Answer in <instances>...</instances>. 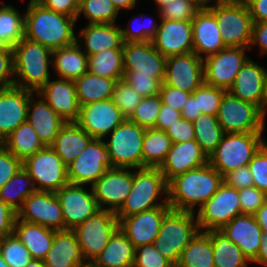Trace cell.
<instances>
[{"mask_svg": "<svg viewBox=\"0 0 267 267\" xmlns=\"http://www.w3.org/2000/svg\"><path fill=\"white\" fill-rule=\"evenodd\" d=\"M223 184V176L209 162L172 178L168 183L167 201L173 210L193 212L211 199Z\"/></svg>", "mask_w": 267, "mask_h": 267, "instance_id": "cell-1", "label": "cell"}, {"mask_svg": "<svg viewBox=\"0 0 267 267\" xmlns=\"http://www.w3.org/2000/svg\"><path fill=\"white\" fill-rule=\"evenodd\" d=\"M77 19L44 8L30 0L24 13V37L42 44L51 51L69 46L77 41L73 27Z\"/></svg>", "mask_w": 267, "mask_h": 267, "instance_id": "cell-2", "label": "cell"}, {"mask_svg": "<svg viewBox=\"0 0 267 267\" xmlns=\"http://www.w3.org/2000/svg\"><path fill=\"white\" fill-rule=\"evenodd\" d=\"M14 86L35 94L50 80L49 63L52 51L42 44L27 38L21 39L14 47Z\"/></svg>", "mask_w": 267, "mask_h": 267, "instance_id": "cell-3", "label": "cell"}, {"mask_svg": "<svg viewBox=\"0 0 267 267\" xmlns=\"http://www.w3.org/2000/svg\"><path fill=\"white\" fill-rule=\"evenodd\" d=\"M165 194V199L157 203L158 196ZM168 186L159 168H139L133 171L132 190L121 208L115 213L120 222L123 218L156 207L169 206L167 201Z\"/></svg>", "mask_w": 267, "mask_h": 267, "instance_id": "cell-4", "label": "cell"}, {"mask_svg": "<svg viewBox=\"0 0 267 267\" xmlns=\"http://www.w3.org/2000/svg\"><path fill=\"white\" fill-rule=\"evenodd\" d=\"M193 212L170 209L162 219L153 246L174 266L179 262L184 248L200 231ZM195 219V220H194Z\"/></svg>", "mask_w": 267, "mask_h": 267, "instance_id": "cell-5", "label": "cell"}, {"mask_svg": "<svg viewBox=\"0 0 267 267\" xmlns=\"http://www.w3.org/2000/svg\"><path fill=\"white\" fill-rule=\"evenodd\" d=\"M263 132L225 133L215 151L208 157L209 164L222 176L248 166L253 156L266 143Z\"/></svg>", "mask_w": 267, "mask_h": 267, "instance_id": "cell-6", "label": "cell"}, {"mask_svg": "<svg viewBox=\"0 0 267 267\" xmlns=\"http://www.w3.org/2000/svg\"><path fill=\"white\" fill-rule=\"evenodd\" d=\"M207 7L216 17L225 47L249 48L253 20L245 2L215 3Z\"/></svg>", "mask_w": 267, "mask_h": 267, "instance_id": "cell-7", "label": "cell"}, {"mask_svg": "<svg viewBox=\"0 0 267 267\" xmlns=\"http://www.w3.org/2000/svg\"><path fill=\"white\" fill-rule=\"evenodd\" d=\"M146 129L125 119L105 142L115 168H143L142 145Z\"/></svg>", "mask_w": 267, "mask_h": 267, "instance_id": "cell-8", "label": "cell"}, {"mask_svg": "<svg viewBox=\"0 0 267 267\" xmlns=\"http://www.w3.org/2000/svg\"><path fill=\"white\" fill-rule=\"evenodd\" d=\"M118 229L119 221L115 213L103 209L73 229L88 265L104 250Z\"/></svg>", "mask_w": 267, "mask_h": 267, "instance_id": "cell-9", "label": "cell"}, {"mask_svg": "<svg viewBox=\"0 0 267 267\" xmlns=\"http://www.w3.org/2000/svg\"><path fill=\"white\" fill-rule=\"evenodd\" d=\"M266 114L250 102L226 92L218 109L217 119L224 133L264 132Z\"/></svg>", "mask_w": 267, "mask_h": 267, "instance_id": "cell-10", "label": "cell"}, {"mask_svg": "<svg viewBox=\"0 0 267 267\" xmlns=\"http://www.w3.org/2000/svg\"><path fill=\"white\" fill-rule=\"evenodd\" d=\"M23 168L34 180L38 191L57 192L69 183L67 165L51 146H45L27 157L23 161Z\"/></svg>", "mask_w": 267, "mask_h": 267, "instance_id": "cell-11", "label": "cell"}, {"mask_svg": "<svg viewBox=\"0 0 267 267\" xmlns=\"http://www.w3.org/2000/svg\"><path fill=\"white\" fill-rule=\"evenodd\" d=\"M102 139H92L78 157L67 165L69 183L91 186L108 170L114 169Z\"/></svg>", "mask_w": 267, "mask_h": 267, "instance_id": "cell-12", "label": "cell"}, {"mask_svg": "<svg viewBox=\"0 0 267 267\" xmlns=\"http://www.w3.org/2000/svg\"><path fill=\"white\" fill-rule=\"evenodd\" d=\"M238 215H241L238 190L223 182L214 196L199 207L196 219L199 230L207 232L220 230Z\"/></svg>", "mask_w": 267, "mask_h": 267, "instance_id": "cell-13", "label": "cell"}, {"mask_svg": "<svg viewBox=\"0 0 267 267\" xmlns=\"http://www.w3.org/2000/svg\"><path fill=\"white\" fill-rule=\"evenodd\" d=\"M250 48L226 47L203 57L204 83L228 91L239 70L248 60L245 51Z\"/></svg>", "mask_w": 267, "mask_h": 267, "instance_id": "cell-14", "label": "cell"}, {"mask_svg": "<svg viewBox=\"0 0 267 267\" xmlns=\"http://www.w3.org/2000/svg\"><path fill=\"white\" fill-rule=\"evenodd\" d=\"M90 188L89 192L83 185L68 183L55 192L62 209L64 230H73L100 210Z\"/></svg>", "mask_w": 267, "mask_h": 267, "instance_id": "cell-15", "label": "cell"}, {"mask_svg": "<svg viewBox=\"0 0 267 267\" xmlns=\"http://www.w3.org/2000/svg\"><path fill=\"white\" fill-rule=\"evenodd\" d=\"M17 218L53 230H64L60 202L55 192L36 191L30 194L17 211Z\"/></svg>", "mask_w": 267, "mask_h": 267, "instance_id": "cell-16", "label": "cell"}, {"mask_svg": "<svg viewBox=\"0 0 267 267\" xmlns=\"http://www.w3.org/2000/svg\"><path fill=\"white\" fill-rule=\"evenodd\" d=\"M132 184L133 172L128 168L108 169L92 185L99 208L116 213L130 194Z\"/></svg>", "mask_w": 267, "mask_h": 267, "instance_id": "cell-17", "label": "cell"}, {"mask_svg": "<svg viewBox=\"0 0 267 267\" xmlns=\"http://www.w3.org/2000/svg\"><path fill=\"white\" fill-rule=\"evenodd\" d=\"M126 118L112 99L80 106L76 123L93 139H103Z\"/></svg>", "mask_w": 267, "mask_h": 267, "instance_id": "cell-18", "label": "cell"}, {"mask_svg": "<svg viewBox=\"0 0 267 267\" xmlns=\"http://www.w3.org/2000/svg\"><path fill=\"white\" fill-rule=\"evenodd\" d=\"M163 83L192 94L204 83L203 59L194 52L166 57Z\"/></svg>", "mask_w": 267, "mask_h": 267, "instance_id": "cell-19", "label": "cell"}, {"mask_svg": "<svg viewBox=\"0 0 267 267\" xmlns=\"http://www.w3.org/2000/svg\"><path fill=\"white\" fill-rule=\"evenodd\" d=\"M124 71H136V75L151 76L161 84L165 77L166 57L151 43L124 42Z\"/></svg>", "mask_w": 267, "mask_h": 267, "instance_id": "cell-20", "label": "cell"}, {"mask_svg": "<svg viewBox=\"0 0 267 267\" xmlns=\"http://www.w3.org/2000/svg\"><path fill=\"white\" fill-rule=\"evenodd\" d=\"M151 39L153 46L165 57L193 52L192 20H166Z\"/></svg>", "mask_w": 267, "mask_h": 267, "instance_id": "cell-21", "label": "cell"}, {"mask_svg": "<svg viewBox=\"0 0 267 267\" xmlns=\"http://www.w3.org/2000/svg\"><path fill=\"white\" fill-rule=\"evenodd\" d=\"M170 209V206H161L130 215L119 222V228L135 248L153 244L162 219Z\"/></svg>", "mask_w": 267, "mask_h": 267, "instance_id": "cell-22", "label": "cell"}, {"mask_svg": "<svg viewBox=\"0 0 267 267\" xmlns=\"http://www.w3.org/2000/svg\"><path fill=\"white\" fill-rule=\"evenodd\" d=\"M32 94L34 92L16 86L0 89V143L27 121Z\"/></svg>", "mask_w": 267, "mask_h": 267, "instance_id": "cell-23", "label": "cell"}, {"mask_svg": "<svg viewBox=\"0 0 267 267\" xmlns=\"http://www.w3.org/2000/svg\"><path fill=\"white\" fill-rule=\"evenodd\" d=\"M39 96L65 121L76 122L80 106L73 80L59 78L48 81L38 92Z\"/></svg>", "mask_w": 267, "mask_h": 267, "instance_id": "cell-24", "label": "cell"}, {"mask_svg": "<svg viewBox=\"0 0 267 267\" xmlns=\"http://www.w3.org/2000/svg\"><path fill=\"white\" fill-rule=\"evenodd\" d=\"M208 163V156L196 140L172 143L165 160L159 167L168 183L172 178Z\"/></svg>", "mask_w": 267, "mask_h": 267, "instance_id": "cell-25", "label": "cell"}, {"mask_svg": "<svg viewBox=\"0 0 267 267\" xmlns=\"http://www.w3.org/2000/svg\"><path fill=\"white\" fill-rule=\"evenodd\" d=\"M192 35L193 52L202 59L204 55V57H208L226 48L216 17L205 5L192 19Z\"/></svg>", "mask_w": 267, "mask_h": 267, "instance_id": "cell-26", "label": "cell"}, {"mask_svg": "<svg viewBox=\"0 0 267 267\" xmlns=\"http://www.w3.org/2000/svg\"><path fill=\"white\" fill-rule=\"evenodd\" d=\"M219 231L241 249L249 259V262H252L257 257L262 238V229L254 215H238Z\"/></svg>", "mask_w": 267, "mask_h": 267, "instance_id": "cell-27", "label": "cell"}, {"mask_svg": "<svg viewBox=\"0 0 267 267\" xmlns=\"http://www.w3.org/2000/svg\"><path fill=\"white\" fill-rule=\"evenodd\" d=\"M264 73L265 68L248 58L228 92L243 101L257 105L264 112Z\"/></svg>", "mask_w": 267, "mask_h": 267, "instance_id": "cell-28", "label": "cell"}, {"mask_svg": "<svg viewBox=\"0 0 267 267\" xmlns=\"http://www.w3.org/2000/svg\"><path fill=\"white\" fill-rule=\"evenodd\" d=\"M45 267H89L73 230H55L51 248L43 259Z\"/></svg>", "mask_w": 267, "mask_h": 267, "instance_id": "cell-29", "label": "cell"}, {"mask_svg": "<svg viewBox=\"0 0 267 267\" xmlns=\"http://www.w3.org/2000/svg\"><path fill=\"white\" fill-rule=\"evenodd\" d=\"M32 94L28 105L27 121L38 134L44 146H51L58 132L65 122L40 96V100L33 101Z\"/></svg>", "mask_w": 267, "mask_h": 267, "instance_id": "cell-30", "label": "cell"}, {"mask_svg": "<svg viewBox=\"0 0 267 267\" xmlns=\"http://www.w3.org/2000/svg\"><path fill=\"white\" fill-rule=\"evenodd\" d=\"M82 37L88 57L107 49H123L122 31L115 24H88L77 40Z\"/></svg>", "mask_w": 267, "mask_h": 267, "instance_id": "cell-31", "label": "cell"}, {"mask_svg": "<svg viewBox=\"0 0 267 267\" xmlns=\"http://www.w3.org/2000/svg\"><path fill=\"white\" fill-rule=\"evenodd\" d=\"M13 233L28 249L32 259L43 260L52 246L55 230L17 218Z\"/></svg>", "mask_w": 267, "mask_h": 267, "instance_id": "cell-32", "label": "cell"}, {"mask_svg": "<svg viewBox=\"0 0 267 267\" xmlns=\"http://www.w3.org/2000/svg\"><path fill=\"white\" fill-rule=\"evenodd\" d=\"M93 138L76 122H67L51 145L62 161L69 165L86 148Z\"/></svg>", "mask_w": 267, "mask_h": 267, "instance_id": "cell-33", "label": "cell"}, {"mask_svg": "<svg viewBox=\"0 0 267 267\" xmlns=\"http://www.w3.org/2000/svg\"><path fill=\"white\" fill-rule=\"evenodd\" d=\"M135 247L119 228L89 267H133Z\"/></svg>", "mask_w": 267, "mask_h": 267, "instance_id": "cell-34", "label": "cell"}, {"mask_svg": "<svg viewBox=\"0 0 267 267\" xmlns=\"http://www.w3.org/2000/svg\"><path fill=\"white\" fill-rule=\"evenodd\" d=\"M77 40L74 44L52 51V64L60 78L76 80L88 72V56Z\"/></svg>", "mask_w": 267, "mask_h": 267, "instance_id": "cell-35", "label": "cell"}, {"mask_svg": "<svg viewBox=\"0 0 267 267\" xmlns=\"http://www.w3.org/2000/svg\"><path fill=\"white\" fill-rule=\"evenodd\" d=\"M115 83V79L84 73L74 80L79 106L112 99Z\"/></svg>", "mask_w": 267, "mask_h": 267, "instance_id": "cell-36", "label": "cell"}, {"mask_svg": "<svg viewBox=\"0 0 267 267\" xmlns=\"http://www.w3.org/2000/svg\"><path fill=\"white\" fill-rule=\"evenodd\" d=\"M211 237L199 231L181 253L175 267H215Z\"/></svg>", "mask_w": 267, "mask_h": 267, "instance_id": "cell-37", "label": "cell"}, {"mask_svg": "<svg viewBox=\"0 0 267 267\" xmlns=\"http://www.w3.org/2000/svg\"><path fill=\"white\" fill-rule=\"evenodd\" d=\"M2 144L22 161L45 147L28 121L19 125Z\"/></svg>", "mask_w": 267, "mask_h": 267, "instance_id": "cell-38", "label": "cell"}, {"mask_svg": "<svg viewBox=\"0 0 267 267\" xmlns=\"http://www.w3.org/2000/svg\"><path fill=\"white\" fill-rule=\"evenodd\" d=\"M215 267H246L249 259L219 230H210Z\"/></svg>", "mask_w": 267, "mask_h": 267, "instance_id": "cell-39", "label": "cell"}, {"mask_svg": "<svg viewBox=\"0 0 267 267\" xmlns=\"http://www.w3.org/2000/svg\"><path fill=\"white\" fill-rule=\"evenodd\" d=\"M171 146V138L165 131L156 128L146 129L142 145L143 168H159Z\"/></svg>", "mask_w": 267, "mask_h": 267, "instance_id": "cell-40", "label": "cell"}, {"mask_svg": "<svg viewBox=\"0 0 267 267\" xmlns=\"http://www.w3.org/2000/svg\"><path fill=\"white\" fill-rule=\"evenodd\" d=\"M88 72L115 79H123L124 61L122 49H107L88 57Z\"/></svg>", "mask_w": 267, "mask_h": 267, "instance_id": "cell-41", "label": "cell"}, {"mask_svg": "<svg viewBox=\"0 0 267 267\" xmlns=\"http://www.w3.org/2000/svg\"><path fill=\"white\" fill-rule=\"evenodd\" d=\"M37 189L34 180L22 167L1 189L0 200L16 212L23 206L24 200Z\"/></svg>", "mask_w": 267, "mask_h": 267, "instance_id": "cell-42", "label": "cell"}, {"mask_svg": "<svg viewBox=\"0 0 267 267\" xmlns=\"http://www.w3.org/2000/svg\"><path fill=\"white\" fill-rule=\"evenodd\" d=\"M24 38V15L11 5L0 6V49L13 48Z\"/></svg>", "mask_w": 267, "mask_h": 267, "instance_id": "cell-43", "label": "cell"}, {"mask_svg": "<svg viewBox=\"0 0 267 267\" xmlns=\"http://www.w3.org/2000/svg\"><path fill=\"white\" fill-rule=\"evenodd\" d=\"M195 140L202 151L209 157L221 142L225 134L217 116L202 113L193 121Z\"/></svg>", "mask_w": 267, "mask_h": 267, "instance_id": "cell-44", "label": "cell"}, {"mask_svg": "<svg viewBox=\"0 0 267 267\" xmlns=\"http://www.w3.org/2000/svg\"><path fill=\"white\" fill-rule=\"evenodd\" d=\"M81 12L89 24H115L119 13L111 0H80L77 19Z\"/></svg>", "mask_w": 267, "mask_h": 267, "instance_id": "cell-45", "label": "cell"}, {"mask_svg": "<svg viewBox=\"0 0 267 267\" xmlns=\"http://www.w3.org/2000/svg\"><path fill=\"white\" fill-rule=\"evenodd\" d=\"M161 107L160 94L144 97L129 120L145 129L155 128Z\"/></svg>", "mask_w": 267, "mask_h": 267, "instance_id": "cell-46", "label": "cell"}, {"mask_svg": "<svg viewBox=\"0 0 267 267\" xmlns=\"http://www.w3.org/2000/svg\"><path fill=\"white\" fill-rule=\"evenodd\" d=\"M203 7L201 0H172L159 9L160 19L192 20Z\"/></svg>", "mask_w": 267, "mask_h": 267, "instance_id": "cell-47", "label": "cell"}, {"mask_svg": "<svg viewBox=\"0 0 267 267\" xmlns=\"http://www.w3.org/2000/svg\"><path fill=\"white\" fill-rule=\"evenodd\" d=\"M0 252L9 267H25L32 259L14 233L0 239Z\"/></svg>", "mask_w": 267, "mask_h": 267, "instance_id": "cell-48", "label": "cell"}, {"mask_svg": "<svg viewBox=\"0 0 267 267\" xmlns=\"http://www.w3.org/2000/svg\"><path fill=\"white\" fill-rule=\"evenodd\" d=\"M142 98L124 79L116 81L112 100L126 119L132 116Z\"/></svg>", "mask_w": 267, "mask_h": 267, "instance_id": "cell-49", "label": "cell"}, {"mask_svg": "<svg viewBox=\"0 0 267 267\" xmlns=\"http://www.w3.org/2000/svg\"><path fill=\"white\" fill-rule=\"evenodd\" d=\"M226 92L225 89L203 83L193 92L194 98L197 100L198 112L217 116L219 106Z\"/></svg>", "mask_w": 267, "mask_h": 267, "instance_id": "cell-50", "label": "cell"}, {"mask_svg": "<svg viewBox=\"0 0 267 267\" xmlns=\"http://www.w3.org/2000/svg\"><path fill=\"white\" fill-rule=\"evenodd\" d=\"M133 267H175L162 256L153 244L135 248Z\"/></svg>", "mask_w": 267, "mask_h": 267, "instance_id": "cell-51", "label": "cell"}, {"mask_svg": "<svg viewBox=\"0 0 267 267\" xmlns=\"http://www.w3.org/2000/svg\"><path fill=\"white\" fill-rule=\"evenodd\" d=\"M123 79L143 98L159 94L161 83L151 76L136 75V71H124Z\"/></svg>", "mask_w": 267, "mask_h": 267, "instance_id": "cell-52", "label": "cell"}, {"mask_svg": "<svg viewBox=\"0 0 267 267\" xmlns=\"http://www.w3.org/2000/svg\"><path fill=\"white\" fill-rule=\"evenodd\" d=\"M254 187L267 194V143H265L249 162Z\"/></svg>", "mask_w": 267, "mask_h": 267, "instance_id": "cell-53", "label": "cell"}, {"mask_svg": "<svg viewBox=\"0 0 267 267\" xmlns=\"http://www.w3.org/2000/svg\"><path fill=\"white\" fill-rule=\"evenodd\" d=\"M241 214L254 215L267 199V194L252 186L238 190Z\"/></svg>", "mask_w": 267, "mask_h": 267, "instance_id": "cell-54", "label": "cell"}, {"mask_svg": "<svg viewBox=\"0 0 267 267\" xmlns=\"http://www.w3.org/2000/svg\"><path fill=\"white\" fill-rule=\"evenodd\" d=\"M23 167V161L16 158L0 143V189Z\"/></svg>", "mask_w": 267, "mask_h": 267, "instance_id": "cell-55", "label": "cell"}, {"mask_svg": "<svg viewBox=\"0 0 267 267\" xmlns=\"http://www.w3.org/2000/svg\"><path fill=\"white\" fill-rule=\"evenodd\" d=\"M171 138L172 143H183L195 140V131L193 122L179 118L173 125L165 131Z\"/></svg>", "mask_w": 267, "mask_h": 267, "instance_id": "cell-56", "label": "cell"}, {"mask_svg": "<svg viewBox=\"0 0 267 267\" xmlns=\"http://www.w3.org/2000/svg\"><path fill=\"white\" fill-rule=\"evenodd\" d=\"M159 94L163 104L181 112L191 93L162 83Z\"/></svg>", "mask_w": 267, "mask_h": 267, "instance_id": "cell-57", "label": "cell"}, {"mask_svg": "<svg viewBox=\"0 0 267 267\" xmlns=\"http://www.w3.org/2000/svg\"><path fill=\"white\" fill-rule=\"evenodd\" d=\"M14 51L13 48L0 49V89L14 86Z\"/></svg>", "mask_w": 267, "mask_h": 267, "instance_id": "cell-58", "label": "cell"}, {"mask_svg": "<svg viewBox=\"0 0 267 267\" xmlns=\"http://www.w3.org/2000/svg\"><path fill=\"white\" fill-rule=\"evenodd\" d=\"M134 20H137V19H134ZM149 24H148L149 26L145 25L144 27L137 28V29L132 28L133 26L131 27L130 30L125 29V28L124 29L121 28L123 41L124 42H148V41H151V39L156 35L157 30L159 28V25H157V23L153 22V20H149Z\"/></svg>", "mask_w": 267, "mask_h": 267, "instance_id": "cell-59", "label": "cell"}, {"mask_svg": "<svg viewBox=\"0 0 267 267\" xmlns=\"http://www.w3.org/2000/svg\"><path fill=\"white\" fill-rule=\"evenodd\" d=\"M223 182L230 187L241 190L254 186L252 174L248 166H243L223 176Z\"/></svg>", "mask_w": 267, "mask_h": 267, "instance_id": "cell-60", "label": "cell"}, {"mask_svg": "<svg viewBox=\"0 0 267 267\" xmlns=\"http://www.w3.org/2000/svg\"><path fill=\"white\" fill-rule=\"evenodd\" d=\"M44 8L77 19L80 0H36Z\"/></svg>", "mask_w": 267, "mask_h": 267, "instance_id": "cell-61", "label": "cell"}, {"mask_svg": "<svg viewBox=\"0 0 267 267\" xmlns=\"http://www.w3.org/2000/svg\"><path fill=\"white\" fill-rule=\"evenodd\" d=\"M17 212L0 200V239L13 233Z\"/></svg>", "mask_w": 267, "mask_h": 267, "instance_id": "cell-62", "label": "cell"}, {"mask_svg": "<svg viewBox=\"0 0 267 267\" xmlns=\"http://www.w3.org/2000/svg\"><path fill=\"white\" fill-rule=\"evenodd\" d=\"M179 118H181V112L176 111L162 103L161 110L158 115V119L156 122V129L166 131L167 128L174 124Z\"/></svg>", "mask_w": 267, "mask_h": 267, "instance_id": "cell-63", "label": "cell"}, {"mask_svg": "<svg viewBox=\"0 0 267 267\" xmlns=\"http://www.w3.org/2000/svg\"><path fill=\"white\" fill-rule=\"evenodd\" d=\"M254 44L259 45L261 53L267 54V22H253L249 48Z\"/></svg>", "mask_w": 267, "mask_h": 267, "instance_id": "cell-64", "label": "cell"}, {"mask_svg": "<svg viewBox=\"0 0 267 267\" xmlns=\"http://www.w3.org/2000/svg\"><path fill=\"white\" fill-rule=\"evenodd\" d=\"M253 22H267V0H246Z\"/></svg>", "mask_w": 267, "mask_h": 267, "instance_id": "cell-65", "label": "cell"}, {"mask_svg": "<svg viewBox=\"0 0 267 267\" xmlns=\"http://www.w3.org/2000/svg\"><path fill=\"white\" fill-rule=\"evenodd\" d=\"M201 114L202 112H198L197 100L194 98V94L192 93L189 95L186 103L184 104V108L181 111V117L193 122Z\"/></svg>", "mask_w": 267, "mask_h": 267, "instance_id": "cell-66", "label": "cell"}, {"mask_svg": "<svg viewBox=\"0 0 267 267\" xmlns=\"http://www.w3.org/2000/svg\"><path fill=\"white\" fill-rule=\"evenodd\" d=\"M252 263H259L267 266V233L262 232L260 248L257 257L252 261Z\"/></svg>", "mask_w": 267, "mask_h": 267, "instance_id": "cell-67", "label": "cell"}, {"mask_svg": "<svg viewBox=\"0 0 267 267\" xmlns=\"http://www.w3.org/2000/svg\"><path fill=\"white\" fill-rule=\"evenodd\" d=\"M254 217L261 227L262 232L267 233V199L264 204L258 209V211L254 214Z\"/></svg>", "mask_w": 267, "mask_h": 267, "instance_id": "cell-68", "label": "cell"}, {"mask_svg": "<svg viewBox=\"0 0 267 267\" xmlns=\"http://www.w3.org/2000/svg\"><path fill=\"white\" fill-rule=\"evenodd\" d=\"M119 12L120 9H132L136 6V0H111Z\"/></svg>", "mask_w": 267, "mask_h": 267, "instance_id": "cell-69", "label": "cell"}, {"mask_svg": "<svg viewBox=\"0 0 267 267\" xmlns=\"http://www.w3.org/2000/svg\"><path fill=\"white\" fill-rule=\"evenodd\" d=\"M267 108V70L264 73V113L266 114Z\"/></svg>", "mask_w": 267, "mask_h": 267, "instance_id": "cell-70", "label": "cell"}, {"mask_svg": "<svg viewBox=\"0 0 267 267\" xmlns=\"http://www.w3.org/2000/svg\"><path fill=\"white\" fill-rule=\"evenodd\" d=\"M25 267H45L43 260L31 259V261Z\"/></svg>", "mask_w": 267, "mask_h": 267, "instance_id": "cell-71", "label": "cell"}, {"mask_svg": "<svg viewBox=\"0 0 267 267\" xmlns=\"http://www.w3.org/2000/svg\"><path fill=\"white\" fill-rule=\"evenodd\" d=\"M158 6V10L164 5L170 3L172 0H154Z\"/></svg>", "mask_w": 267, "mask_h": 267, "instance_id": "cell-72", "label": "cell"}, {"mask_svg": "<svg viewBox=\"0 0 267 267\" xmlns=\"http://www.w3.org/2000/svg\"><path fill=\"white\" fill-rule=\"evenodd\" d=\"M0 267H9V265L6 263V261L3 259V256L0 252Z\"/></svg>", "mask_w": 267, "mask_h": 267, "instance_id": "cell-73", "label": "cell"}, {"mask_svg": "<svg viewBox=\"0 0 267 267\" xmlns=\"http://www.w3.org/2000/svg\"><path fill=\"white\" fill-rule=\"evenodd\" d=\"M210 2V0H208ZM236 2V0H215V3Z\"/></svg>", "mask_w": 267, "mask_h": 267, "instance_id": "cell-74", "label": "cell"}, {"mask_svg": "<svg viewBox=\"0 0 267 267\" xmlns=\"http://www.w3.org/2000/svg\"><path fill=\"white\" fill-rule=\"evenodd\" d=\"M202 2H204V5L207 6L208 4V0H201Z\"/></svg>", "mask_w": 267, "mask_h": 267, "instance_id": "cell-75", "label": "cell"}]
</instances>
